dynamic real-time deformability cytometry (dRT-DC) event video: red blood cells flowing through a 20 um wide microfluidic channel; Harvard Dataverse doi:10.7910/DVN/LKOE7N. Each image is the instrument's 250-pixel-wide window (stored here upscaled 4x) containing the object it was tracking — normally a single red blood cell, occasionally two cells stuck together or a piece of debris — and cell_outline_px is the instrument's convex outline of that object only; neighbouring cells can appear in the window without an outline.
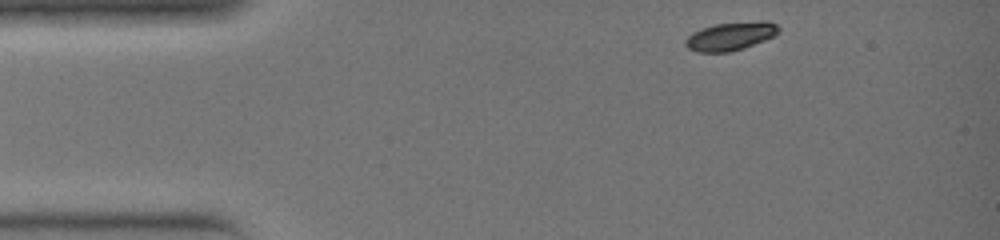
{"species": "common noctule bat (a hibernating species)", "species_latin": "Nyctalus noctula", "temperature_condition": "warm", "stored_images_in_passage": 29, "camera_frame_rate_fps": 3000, "um_per_image_px": 0.085, "animal": {"sex": "female", "body_mass_g": 19.0, "forearm_length_mm": 51.5}, "frame": {"image": 1, "passage_image": 1, "time_ms": 0.0, "image_size_px": [1000, 240], "cell_outline_px": [[780, 32], [764, 40], [744, 48], [728, 52], [696, 52], [688, 48], [684, 44], [684, 40], [692, 32], [716, 24], [760, 20], [768, 20], [776, 24], [780, 28]], "centroid_in_image_um": [62.11, 3.07], "position_along_channel_um": 22.9, "area_um2": 15.43}}
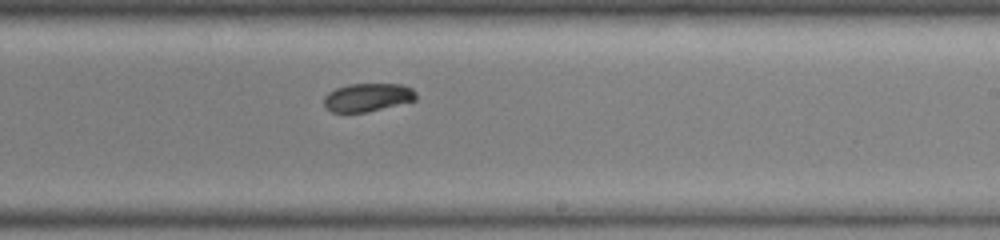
{"frame": {"image": 2, "passage_image": 18, "time_ms": 5.667, "image_size_px": [1000, 240], "cell_outline_px": [[416, 100], [364, 112], [332, 112], [324, 108], [324, 96], [328, 92], [336, 88], [348, 84], [400, 84], [412, 88], [416, 92]], "centroid_in_image_um": [31.21, 8.27], "position_along_channel_um": 257.8, "area_um2": 15.09}}
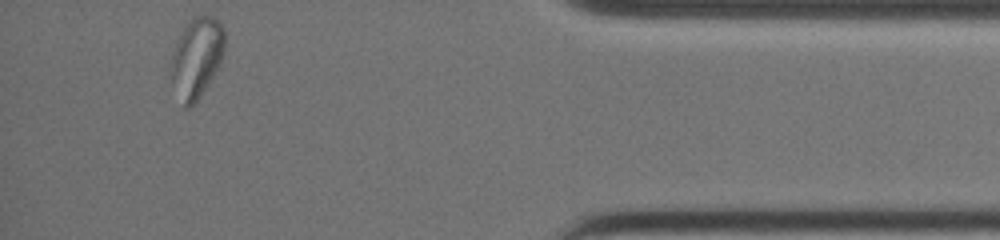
{"frame": {"image": 3, "passage_image": 29, "time_ms": 9.333, "image_size_px": [1000, 240], "cell_outline_px": [[224, 48], [220, 64], [208, 84], [200, 96], [188, 108], [184, 108], [168, 72], [168, 68], [172, 52], [176, 40], [188, 20], [192, 16], [212, 16], [224, 28]], "centroid_in_image_um": [16.67, 4.87], "position_along_channel_um": 418.5, "area_um2": 25.2}}